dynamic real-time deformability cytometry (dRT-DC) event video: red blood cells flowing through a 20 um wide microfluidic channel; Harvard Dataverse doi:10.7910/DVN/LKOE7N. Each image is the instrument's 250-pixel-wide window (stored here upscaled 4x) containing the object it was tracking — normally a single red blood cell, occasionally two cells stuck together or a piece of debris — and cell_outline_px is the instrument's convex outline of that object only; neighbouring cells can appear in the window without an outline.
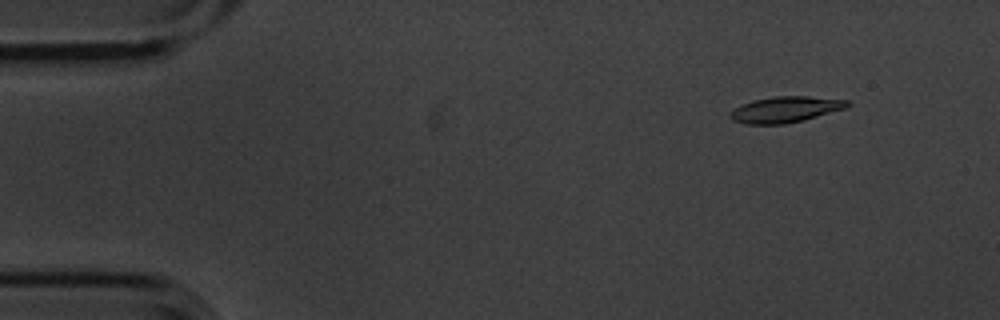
{"species": "common noctule bat (a hibernating species)", "species_latin": "Nyctalus noctula", "temperature_condition": "cold", "stored_images_in_passage": 4, "camera_frame_rate_fps": 3000, "um_per_image_px": 0.085, "animal": {"sex": "male", "body_mass_g": 20.1, "forearm_length_mm": 53.5}, "frame": {"image": 1, "passage_image": 2, "time_ms": 0.333, "image_size_px": [1000, 320], "cell_outline_px": [[852, 104], [844, 108], [804, 120], [784, 124], [748, 124], [732, 120], [728, 116], [736, 108], [752, 100], [772, 96], [808, 96], [848, 100]], "centroid_in_image_um": [66.77, 9.3], "position_along_channel_um": 18.2, "area_um2": 17.57}}